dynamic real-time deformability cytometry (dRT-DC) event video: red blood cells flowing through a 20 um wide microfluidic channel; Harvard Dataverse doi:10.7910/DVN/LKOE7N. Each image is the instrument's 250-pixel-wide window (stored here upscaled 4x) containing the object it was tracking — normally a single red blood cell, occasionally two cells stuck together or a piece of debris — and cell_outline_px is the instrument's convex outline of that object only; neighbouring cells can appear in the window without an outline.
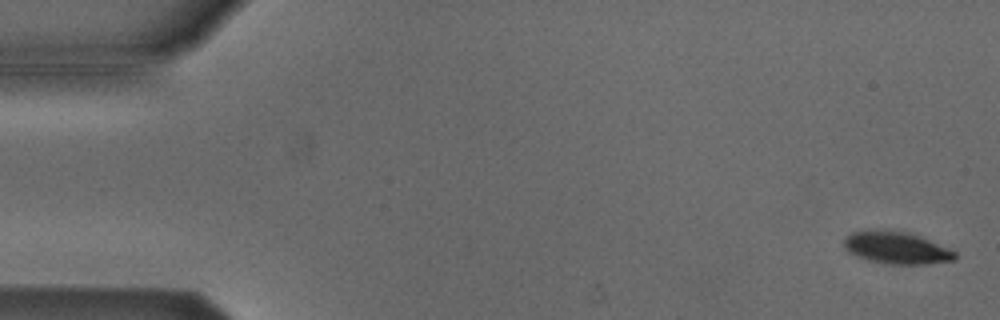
{"species": "Egyptian fruit bat (a non-hibernating species)", "species_latin": "Rousettus aegyptiacus", "temperature_condition": "cold", "stored_images_in_passage": 7, "camera_frame_rate_fps": 3000, "um_per_image_px": 0.085, "animal": {"sex": "male"}, "frame": {"image": 1, "passage_image": 2, "time_ms": 0.333, "image_size_px": [1000, 320], "cell_outline_px": [[956, 260], [924, 264], [888, 264], [868, 260], [848, 252], [844, 248], [844, 240], [852, 232], [884, 228], [908, 232], [920, 236], [948, 248], [956, 252]], "centroid_in_image_um": [76.19, 21.05], "position_along_channel_um": 8.8, "area_um2": 20.92}}